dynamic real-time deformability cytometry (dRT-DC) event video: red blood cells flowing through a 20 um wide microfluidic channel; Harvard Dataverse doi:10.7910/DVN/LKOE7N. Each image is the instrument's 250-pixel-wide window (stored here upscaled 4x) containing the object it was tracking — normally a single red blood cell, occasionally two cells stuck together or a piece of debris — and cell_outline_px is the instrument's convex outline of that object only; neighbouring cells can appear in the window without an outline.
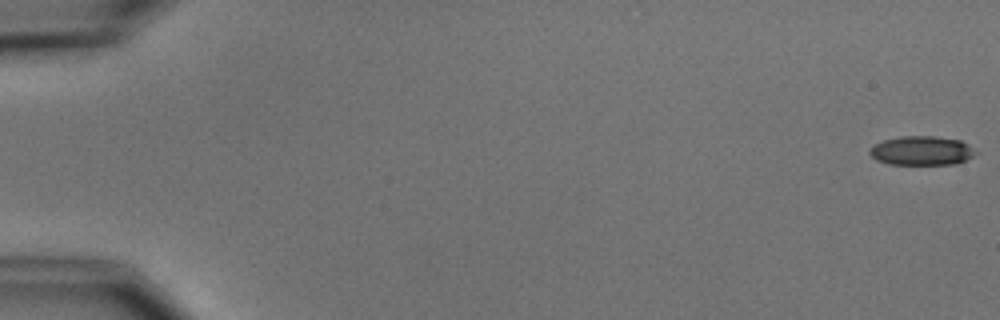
{"species": "common noctule bat (a hibernating species)", "species_latin": "Nyctalus noctula", "temperature_condition": "cold", "stored_images_in_passage": 5, "camera_frame_rate_fps": 3000, "um_per_image_px": 0.085, "animal": {"sex": "male", "body_mass_g": 15.6}, "frame": {"image": 1, "passage_image": 1, "time_ms": 0.0, "image_size_px": [1000, 320], "cell_outline_px": [[980, 152], [956, 164], [888, 164], [876, 160], [868, 152], [876, 144], [884, 140], [900, 136], [936, 136], [960, 140], [968, 144]], "centroid_in_image_um": [78.38, 12.8], "position_along_channel_um": 6.6, "area_um2": 17.98}}